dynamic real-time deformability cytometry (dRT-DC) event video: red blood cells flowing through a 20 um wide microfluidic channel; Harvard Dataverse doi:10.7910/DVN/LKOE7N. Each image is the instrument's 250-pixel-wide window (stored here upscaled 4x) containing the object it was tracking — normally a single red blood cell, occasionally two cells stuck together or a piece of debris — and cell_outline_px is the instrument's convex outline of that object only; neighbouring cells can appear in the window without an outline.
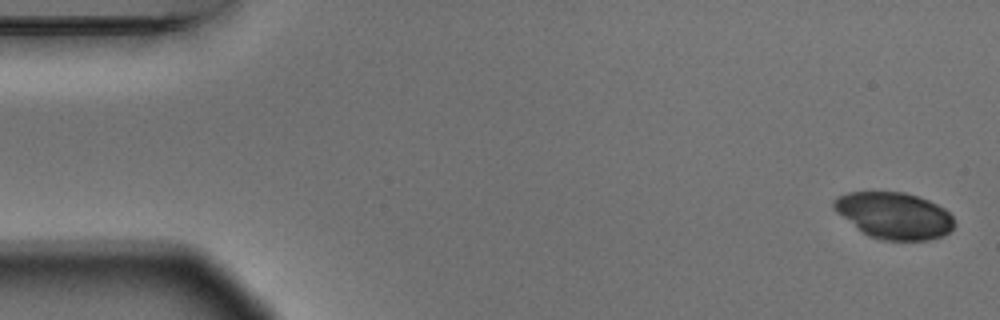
{"species": "Egyptian fruit bat (a non-hibernating species)", "species_latin": "Rousettus aegyptiacus", "temperature_condition": "warm", "stored_images_in_passage": 5, "camera_frame_rate_fps": 3000, "um_per_image_px": 0.085, "animal": {"sex": "male"}, "frame": {"image": 1, "passage_image": 1, "time_ms": 0.0, "image_size_px": [1000, 320], "cell_outline_px": [[956, 224], [948, 232], [940, 236], [928, 240], [880, 240], [868, 236], [836, 212], [832, 208], [832, 200], [836, 196], [848, 192], [904, 192], [928, 200], [944, 208], [952, 216]], "centroid_in_image_um": [75.97, 18.31], "position_along_channel_um": 9.0, "area_um2": 32.66}}
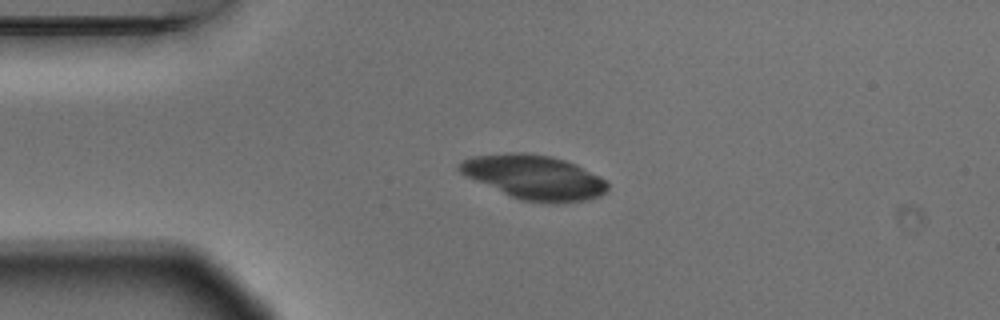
{"frame": {"image": 2, "passage_image": 4, "time_ms": 1.0, "image_size_px": [1000, 320], "cell_outline_px": [[608, 188], [600, 196], [588, 200], [520, 200], [464, 176], [456, 168], [456, 164], [472, 156], [512, 152], [524, 152], [548, 156], [564, 160], [576, 164], [600, 176], [608, 184]], "centroid_in_image_um": [45.34, 15.02], "position_along_channel_um": 39.7, "area_um2": 37.45}}